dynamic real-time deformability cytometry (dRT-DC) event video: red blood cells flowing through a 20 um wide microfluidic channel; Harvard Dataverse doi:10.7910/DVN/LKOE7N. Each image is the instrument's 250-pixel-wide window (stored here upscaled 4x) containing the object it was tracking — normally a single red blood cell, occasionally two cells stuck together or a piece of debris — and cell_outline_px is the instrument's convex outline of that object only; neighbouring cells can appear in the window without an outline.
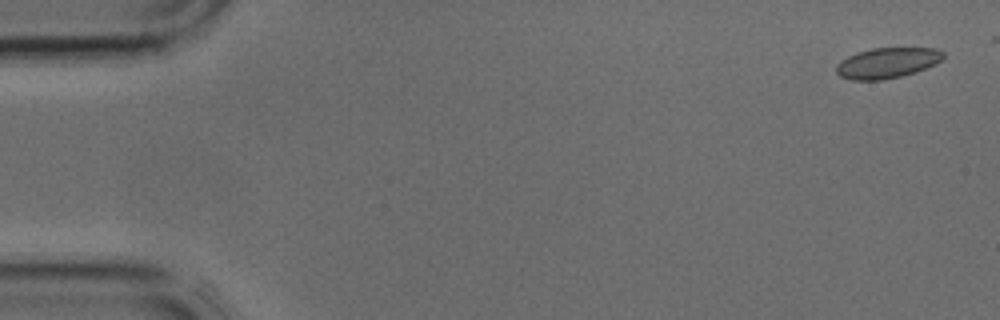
{"species": "common noctule bat (a hibernating species)", "species_latin": "Nyctalus noctula", "temperature_condition": "cold", "stored_images_in_passage": 4, "segment_of_instrument_passage": [1, 2], "camera_frame_rate_fps": 3000, "um_per_image_px": 0.085, "animal": {"sex": "male", "body_mass_g": 17.9, "forearm_length_mm": 54.2}, "frame": {"image": 1, "passage_image": 1, "time_ms": 0.0, "image_size_px": [1000, 320], "cell_outline_px": [[944, 56], [936, 64], [916, 72], [900, 76], [880, 80], [852, 80], [840, 76], [836, 72], [836, 64], [840, 60], [856, 52], [872, 48], [936, 48], [944, 52]], "centroid_in_image_um": [75.39, 5.34], "position_along_channel_um": 9.6, "area_um2": 19.07}}
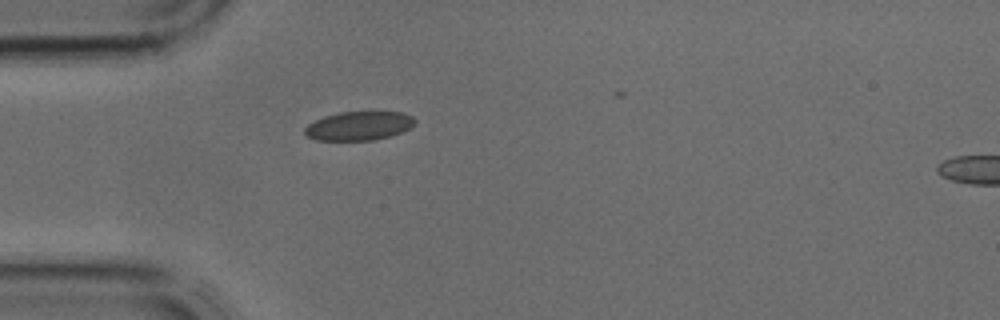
{"frame": {"image": 2, "passage_image": 3, "time_ms": 0.667, "image_size_px": [1000, 320], "cell_outline_px": [[416, 124], [392, 136], [372, 140], [316, 140], [308, 136], [304, 132], [304, 128], [308, 124], [324, 116], [340, 112], [404, 112], [412, 116], [416, 120]], "centroid_in_image_um": [30.52, 10.69], "position_along_channel_um": 54.5, "area_um2": 18.5}}